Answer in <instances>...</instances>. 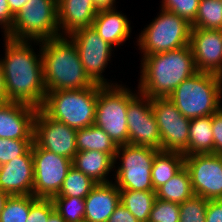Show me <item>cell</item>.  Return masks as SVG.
<instances>
[{"instance_id": "cell-1", "label": "cell", "mask_w": 222, "mask_h": 222, "mask_svg": "<svg viewBox=\"0 0 222 222\" xmlns=\"http://www.w3.org/2000/svg\"><path fill=\"white\" fill-rule=\"evenodd\" d=\"M5 56L0 64L5 78L7 102L25 103L41 108L46 97L41 51L37 55L33 41L4 37Z\"/></svg>"}, {"instance_id": "cell-2", "label": "cell", "mask_w": 222, "mask_h": 222, "mask_svg": "<svg viewBox=\"0 0 222 222\" xmlns=\"http://www.w3.org/2000/svg\"><path fill=\"white\" fill-rule=\"evenodd\" d=\"M138 91L152 98H166L197 71L190 45L142 56Z\"/></svg>"}, {"instance_id": "cell-3", "label": "cell", "mask_w": 222, "mask_h": 222, "mask_svg": "<svg viewBox=\"0 0 222 222\" xmlns=\"http://www.w3.org/2000/svg\"><path fill=\"white\" fill-rule=\"evenodd\" d=\"M38 43L47 92L79 90L95 84L86 74L77 47L68 36Z\"/></svg>"}, {"instance_id": "cell-4", "label": "cell", "mask_w": 222, "mask_h": 222, "mask_svg": "<svg viewBox=\"0 0 222 222\" xmlns=\"http://www.w3.org/2000/svg\"><path fill=\"white\" fill-rule=\"evenodd\" d=\"M168 98L186 118L212 115L222 107V76L198 71L182 81Z\"/></svg>"}, {"instance_id": "cell-5", "label": "cell", "mask_w": 222, "mask_h": 222, "mask_svg": "<svg viewBox=\"0 0 222 222\" xmlns=\"http://www.w3.org/2000/svg\"><path fill=\"white\" fill-rule=\"evenodd\" d=\"M98 84L79 90H57L46 93L41 109L54 120L80 129L94 125Z\"/></svg>"}, {"instance_id": "cell-6", "label": "cell", "mask_w": 222, "mask_h": 222, "mask_svg": "<svg viewBox=\"0 0 222 222\" xmlns=\"http://www.w3.org/2000/svg\"><path fill=\"white\" fill-rule=\"evenodd\" d=\"M132 90L118 85H99L95 125L100 127L117 146L129 144L127 107L136 95Z\"/></svg>"}, {"instance_id": "cell-7", "label": "cell", "mask_w": 222, "mask_h": 222, "mask_svg": "<svg viewBox=\"0 0 222 222\" xmlns=\"http://www.w3.org/2000/svg\"><path fill=\"white\" fill-rule=\"evenodd\" d=\"M60 36L57 0H29L14 16L7 38L18 41H46Z\"/></svg>"}, {"instance_id": "cell-8", "label": "cell", "mask_w": 222, "mask_h": 222, "mask_svg": "<svg viewBox=\"0 0 222 222\" xmlns=\"http://www.w3.org/2000/svg\"><path fill=\"white\" fill-rule=\"evenodd\" d=\"M191 28L187 20L161 8L158 17L139 34L137 46L143 56L175 50L189 45Z\"/></svg>"}, {"instance_id": "cell-9", "label": "cell", "mask_w": 222, "mask_h": 222, "mask_svg": "<svg viewBox=\"0 0 222 222\" xmlns=\"http://www.w3.org/2000/svg\"><path fill=\"white\" fill-rule=\"evenodd\" d=\"M159 150L148 146H118L114 164L121 160L114 183L119 190L155 191L151 182L152 162Z\"/></svg>"}, {"instance_id": "cell-10", "label": "cell", "mask_w": 222, "mask_h": 222, "mask_svg": "<svg viewBox=\"0 0 222 222\" xmlns=\"http://www.w3.org/2000/svg\"><path fill=\"white\" fill-rule=\"evenodd\" d=\"M151 106L161 136L162 151H177L189 156V127L186 118L168 98H152Z\"/></svg>"}, {"instance_id": "cell-11", "label": "cell", "mask_w": 222, "mask_h": 222, "mask_svg": "<svg viewBox=\"0 0 222 222\" xmlns=\"http://www.w3.org/2000/svg\"><path fill=\"white\" fill-rule=\"evenodd\" d=\"M34 182L33 196L52 199L58 195L72 160L40 148L34 141L31 146Z\"/></svg>"}, {"instance_id": "cell-12", "label": "cell", "mask_w": 222, "mask_h": 222, "mask_svg": "<svg viewBox=\"0 0 222 222\" xmlns=\"http://www.w3.org/2000/svg\"><path fill=\"white\" fill-rule=\"evenodd\" d=\"M68 37L77 47L80 61L86 71L88 77L99 85H116V83L108 82L104 78L103 72L111 60V45L105 42L98 33L91 27H85L74 31Z\"/></svg>"}, {"instance_id": "cell-13", "label": "cell", "mask_w": 222, "mask_h": 222, "mask_svg": "<svg viewBox=\"0 0 222 222\" xmlns=\"http://www.w3.org/2000/svg\"><path fill=\"white\" fill-rule=\"evenodd\" d=\"M194 195L207 200L222 199V155L215 153L185 156Z\"/></svg>"}, {"instance_id": "cell-14", "label": "cell", "mask_w": 222, "mask_h": 222, "mask_svg": "<svg viewBox=\"0 0 222 222\" xmlns=\"http://www.w3.org/2000/svg\"><path fill=\"white\" fill-rule=\"evenodd\" d=\"M77 129L49 117L38 108L34 118L33 141L52 153L73 160L77 151Z\"/></svg>"}, {"instance_id": "cell-15", "label": "cell", "mask_w": 222, "mask_h": 222, "mask_svg": "<svg viewBox=\"0 0 222 222\" xmlns=\"http://www.w3.org/2000/svg\"><path fill=\"white\" fill-rule=\"evenodd\" d=\"M129 144L161 150V136L151 106V98L138 93L127 107Z\"/></svg>"}, {"instance_id": "cell-16", "label": "cell", "mask_w": 222, "mask_h": 222, "mask_svg": "<svg viewBox=\"0 0 222 222\" xmlns=\"http://www.w3.org/2000/svg\"><path fill=\"white\" fill-rule=\"evenodd\" d=\"M189 45L197 71L222 76V29L191 28Z\"/></svg>"}, {"instance_id": "cell-17", "label": "cell", "mask_w": 222, "mask_h": 222, "mask_svg": "<svg viewBox=\"0 0 222 222\" xmlns=\"http://www.w3.org/2000/svg\"><path fill=\"white\" fill-rule=\"evenodd\" d=\"M38 108L19 102L0 103V138L33 140Z\"/></svg>"}, {"instance_id": "cell-18", "label": "cell", "mask_w": 222, "mask_h": 222, "mask_svg": "<svg viewBox=\"0 0 222 222\" xmlns=\"http://www.w3.org/2000/svg\"><path fill=\"white\" fill-rule=\"evenodd\" d=\"M34 167L31 148L0 166V190L10 196L33 195Z\"/></svg>"}, {"instance_id": "cell-19", "label": "cell", "mask_w": 222, "mask_h": 222, "mask_svg": "<svg viewBox=\"0 0 222 222\" xmlns=\"http://www.w3.org/2000/svg\"><path fill=\"white\" fill-rule=\"evenodd\" d=\"M57 9L60 36L91 27L97 14L93 0H57Z\"/></svg>"}, {"instance_id": "cell-20", "label": "cell", "mask_w": 222, "mask_h": 222, "mask_svg": "<svg viewBox=\"0 0 222 222\" xmlns=\"http://www.w3.org/2000/svg\"><path fill=\"white\" fill-rule=\"evenodd\" d=\"M85 222H107L120 202V191L116 184L98 183L84 198Z\"/></svg>"}, {"instance_id": "cell-21", "label": "cell", "mask_w": 222, "mask_h": 222, "mask_svg": "<svg viewBox=\"0 0 222 222\" xmlns=\"http://www.w3.org/2000/svg\"><path fill=\"white\" fill-rule=\"evenodd\" d=\"M92 27L112 47L123 45L131 34L130 21L116 8L97 11Z\"/></svg>"}, {"instance_id": "cell-22", "label": "cell", "mask_w": 222, "mask_h": 222, "mask_svg": "<svg viewBox=\"0 0 222 222\" xmlns=\"http://www.w3.org/2000/svg\"><path fill=\"white\" fill-rule=\"evenodd\" d=\"M72 166L92 178L96 183L113 182L108 180L107 176L116 166L114 159L107 153L95 150L77 152L72 160Z\"/></svg>"}, {"instance_id": "cell-23", "label": "cell", "mask_w": 222, "mask_h": 222, "mask_svg": "<svg viewBox=\"0 0 222 222\" xmlns=\"http://www.w3.org/2000/svg\"><path fill=\"white\" fill-rule=\"evenodd\" d=\"M185 155L177 151L159 150L152 162L151 182L156 190L170 180L183 166Z\"/></svg>"}, {"instance_id": "cell-24", "label": "cell", "mask_w": 222, "mask_h": 222, "mask_svg": "<svg viewBox=\"0 0 222 222\" xmlns=\"http://www.w3.org/2000/svg\"><path fill=\"white\" fill-rule=\"evenodd\" d=\"M77 151H100L109 154L115 159L118 146L98 126L77 129L76 132Z\"/></svg>"}, {"instance_id": "cell-25", "label": "cell", "mask_w": 222, "mask_h": 222, "mask_svg": "<svg viewBox=\"0 0 222 222\" xmlns=\"http://www.w3.org/2000/svg\"><path fill=\"white\" fill-rule=\"evenodd\" d=\"M156 198L181 204L192 198L191 178L188 170L183 166L170 180L155 190Z\"/></svg>"}, {"instance_id": "cell-26", "label": "cell", "mask_w": 222, "mask_h": 222, "mask_svg": "<svg viewBox=\"0 0 222 222\" xmlns=\"http://www.w3.org/2000/svg\"><path fill=\"white\" fill-rule=\"evenodd\" d=\"M214 153L212 115L193 118L189 127V156Z\"/></svg>"}, {"instance_id": "cell-27", "label": "cell", "mask_w": 222, "mask_h": 222, "mask_svg": "<svg viewBox=\"0 0 222 222\" xmlns=\"http://www.w3.org/2000/svg\"><path fill=\"white\" fill-rule=\"evenodd\" d=\"M120 202L140 222H148L156 199L155 191L119 190Z\"/></svg>"}, {"instance_id": "cell-28", "label": "cell", "mask_w": 222, "mask_h": 222, "mask_svg": "<svg viewBox=\"0 0 222 222\" xmlns=\"http://www.w3.org/2000/svg\"><path fill=\"white\" fill-rule=\"evenodd\" d=\"M97 184L92 178L72 166L63 181L58 195L54 197H77L84 199Z\"/></svg>"}, {"instance_id": "cell-29", "label": "cell", "mask_w": 222, "mask_h": 222, "mask_svg": "<svg viewBox=\"0 0 222 222\" xmlns=\"http://www.w3.org/2000/svg\"><path fill=\"white\" fill-rule=\"evenodd\" d=\"M192 28L222 29V3L221 0H200Z\"/></svg>"}, {"instance_id": "cell-30", "label": "cell", "mask_w": 222, "mask_h": 222, "mask_svg": "<svg viewBox=\"0 0 222 222\" xmlns=\"http://www.w3.org/2000/svg\"><path fill=\"white\" fill-rule=\"evenodd\" d=\"M37 199L33 195L9 196L0 214V222H26L30 206Z\"/></svg>"}, {"instance_id": "cell-31", "label": "cell", "mask_w": 222, "mask_h": 222, "mask_svg": "<svg viewBox=\"0 0 222 222\" xmlns=\"http://www.w3.org/2000/svg\"><path fill=\"white\" fill-rule=\"evenodd\" d=\"M55 211L66 222H84L85 200L77 197H53Z\"/></svg>"}, {"instance_id": "cell-32", "label": "cell", "mask_w": 222, "mask_h": 222, "mask_svg": "<svg viewBox=\"0 0 222 222\" xmlns=\"http://www.w3.org/2000/svg\"><path fill=\"white\" fill-rule=\"evenodd\" d=\"M209 200L194 195L180 205L179 222H206V209Z\"/></svg>"}, {"instance_id": "cell-33", "label": "cell", "mask_w": 222, "mask_h": 222, "mask_svg": "<svg viewBox=\"0 0 222 222\" xmlns=\"http://www.w3.org/2000/svg\"><path fill=\"white\" fill-rule=\"evenodd\" d=\"M180 205L155 199L148 222H179Z\"/></svg>"}, {"instance_id": "cell-34", "label": "cell", "mask_w": 222, "mask_h": 222, "mask_svg": "<svg viewBox=\"0 0 222 222\" xmlns=\"http://www.w3.org/2000/svg\"><path fill=\"white\" fill-rule=\"evenodd\" d=\"M33 140L0 138V166L15 157L24 155L32 146Z\"/></svg>"}, {"instance_id": "cell-35", "label": "cell", "mask_w": 222, "mask_h": 222, "mask_svg": "<svg viewBox=\"0 0 222 222\" xmlns=\"http://www.w3.org/2000/svg\"><path fill=\"white\" fill-rule=\"evenodd\" d=\"M199 1L200 0H162L161 8L177 14L191 24L196 18Z\"/></svg>"}, {"instance_id": "cell-36", "label": "cell", "mask_w": 222, "mask_h": 222, "mask_svg": "<svg viewBox=\"0 0 222 222\" xmlns=\"http://www.w3.org/2000/svg\"><path fill=\"white\" fill-rule=\"evenodd\" d=\"M55 211L52 199L38 198L31 206L26 222H47Z\"/></svg>"}, {"instance_id": "cell-37", "label": "cell", "mask_w": 222, "mask_h": 222, "mask_svg": "<svg viewBox=\"0 0 222 222\" xmlns=\"http://www.w3.org/2000/svg\"><path fill=\"white\" fill-rule=\"evenodd\" d=\"M214 153L222 155V107L212 114Z\"/></svg>"}, {"instance_id": "cell-38", "label": "cell", "mask_w": 222, "mask_h": 222, "mask_svg": "<svg viewBox=\"0 0 222 222\" xmlns=\"http://www.w3.org/2000/svg\"><path fill=\"white\" fill-rule=\"evenodd\" d=\"M13 22L14 16L10 11L8 0H0V25L4 30V37L11 31Z\"/></svg>"}, {"instance_id": "cell-39", "label": "cell", "mask_w": 222, "mask_h": 222, "mask_svg": "<svg viewBox=\"0 0 222 222\" xmlns=\"http://www.w3.org/2000/svg\"><path fill=\"white\" fill-rule=\"evenodd\" d=\"M205 217L206 222H222V199L209 200Z\"/></svg>"}, {"instance_id": "cell-40", "label": "cell", "mask_w": 222, "mask_h": 222, "mask_svg": "<svg viewBox=\"0 0 222 222\" xmlns=\"http://www.w3.org/2000/svg\"><path fill=\"white\" fill-rule=\"evenodd\" d=\"M107 222H140L121 203L109 217Z\"/></svg>"}, {"instance_id": "cell-41", "label": "cell", "mask_w": 222, "mask_h": 222, "mask_svg": "<svg viewBox=\"0 0 222 222\" xmlns=\"http://www.w3.org/2000/svg\"><path fill=\"white\" fill-rule=\"evenodd\" d=\"M116 0H93L97 11L115 9Z\"/></svg>"}, {"instance_id": "cell-42", "label": "cell", "mask_w": 222, "mask_h": 222, "mask_svg": "<svg viewBox=\"0 0 222 222\" xmlns=\"http://www.w3.org/2000/svg\"><path fill=\"white\" fill-rule=\"evenodd\" d=\"M28 1L29 0H8L12 15L15 16Z\"/></svg>"}, {"instance_id": "cell-43", "label": "cell", "mask_w": 222, "mask_h": 222, "mask_svg": "<svg viewBox=\"0 0 222 222\" xmlns=\"http://www.w3.org/2000/svg\"><path fill=\"white\" fill-rule=\"evenodd\" d=\"M7 102V91L5 87V78L3 75V69L0 64V103Z\"/></svg>"}, {"instance_id": "cell-44", "label": "cell", "mask_w": 222, "mask_h": 222, "mask_svg": "<svg viewBox=\"0 0 222 222\" xmlns=\"http://www.w3.org/2000/svg\"><path fill=\"white\" fill-rule=\"evenodd\" d=\"M47 222H66L56 211H54Z\"/></svg>"}, {"instance_id": "cell-45", "label": "cell", "mask_w": 222, "mask_h": 222, "mask_svg": "<svg viewBox=\"0 0 222 222\" xmlns=\"http://www.w3.org/2000/svg\"><path fill=\"white\" fill-rule=\"evenodd\" d=\"M9 194L0 190V214L3 210L6 200L9 198Z\"/></svg>"}]
</instances>
